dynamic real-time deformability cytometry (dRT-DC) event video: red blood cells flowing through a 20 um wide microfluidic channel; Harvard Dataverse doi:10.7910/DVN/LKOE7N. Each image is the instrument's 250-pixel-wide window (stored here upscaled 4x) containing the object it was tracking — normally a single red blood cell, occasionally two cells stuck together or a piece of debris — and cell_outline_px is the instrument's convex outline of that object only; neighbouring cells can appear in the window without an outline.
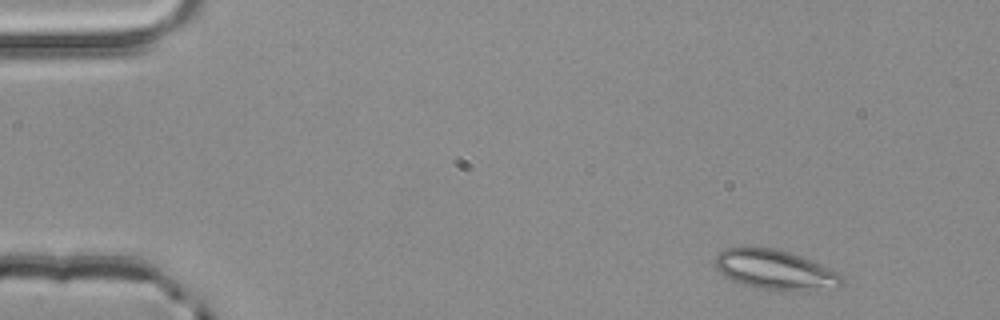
{"species": "common noctule bat (a hibernating species)", "species_latin": "Nyctalus noctula", "temperature_condition": "room temperature", "stored_images_in_passage": 3, "camera_frame_rate_fps": 3000, "um_per_image_px": 0.085, "animal": {"sex": "male", "body_mass_g": 20.4}, "frame": {"image": 1, "passage_image": 1, "time_ms": 0.0, "image_size_px": [1000, 320], "cell_outline_px": [[840, 288], [756, 288], [732, 280], [724, 276], [716, 268], [716, 256], [724, 248], [748, 244], [776, 248], [800, 256], [840, 272]], "centroid_in_image_um": [65.78, 22.84], "position_along_channel_um": 19.2, "area_um2": 28.84}}